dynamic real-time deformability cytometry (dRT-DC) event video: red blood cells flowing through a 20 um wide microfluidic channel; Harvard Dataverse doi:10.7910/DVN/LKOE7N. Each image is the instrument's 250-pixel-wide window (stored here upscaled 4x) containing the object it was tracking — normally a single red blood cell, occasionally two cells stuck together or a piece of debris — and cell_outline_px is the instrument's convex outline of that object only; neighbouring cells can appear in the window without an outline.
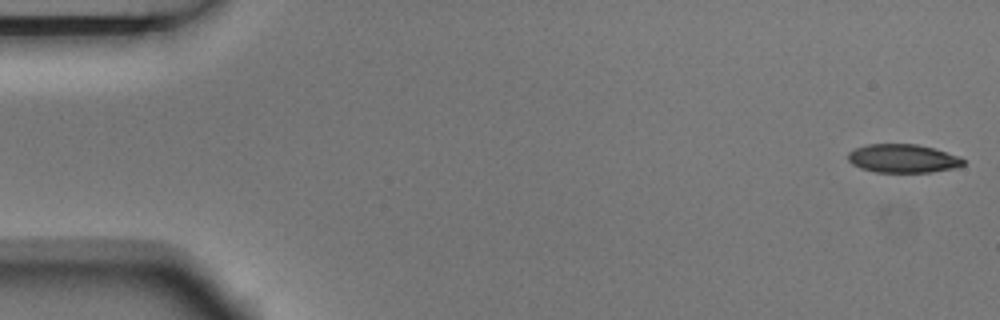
{"species": "Egyptian fruit bat (a non-hibernating species)", "species_latin": "Rousettus aegyptiacus", "temperature_condition": "room temperature", "stored_images_in_passage": 6, "camera_frame_rate_fps": 3000, "um_per_image_px": 0.085, "animal": {"sex": "male"}, "frame": {"image": 1, "passage_image": 1, "time_ms": 0.0, "image_size_px": [1000, 320], "cell_outline_px": [[964, 164], [960, 168], [932, 172], [876, 172], [860, 168], [852, 164], [848, 160], [848, 152], [856, 148], [868, 144], [916, 144], [932, 148], [960, 156], [964, 160]], "centroid_in_image_um": [76.77, 13.48], "position_along_channel_um": 8.2, "area_um2": 19.25}}
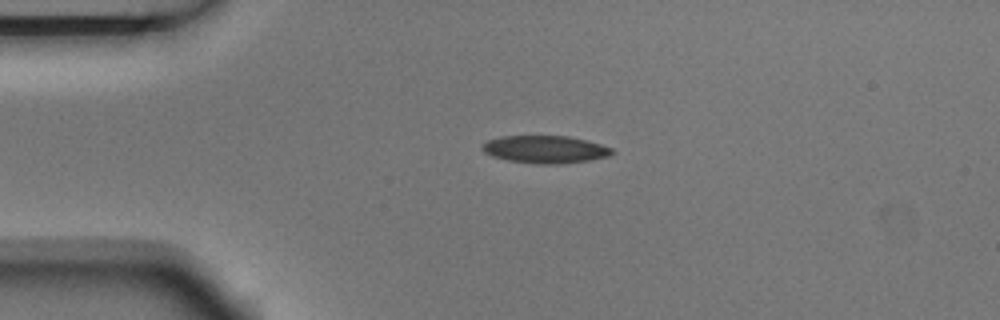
{"frame": {"image": 2, "passage_image": 4, "time_ms": 1.0, "image_size_px": [1000, 320], "cell_outline_px": [[616, 152], [612, 156], [588, 160], [560, 164], [540, 164], [508, 160], [492, 156], [484, 152], [480, 148], [488, 140], [500, 136], [568, 136], [588, 140], [612, 148]], "centroid_in_image_um": [46.38, 12.69], "position_along_channel_um": 38.6, "area_um2": 20.92}}
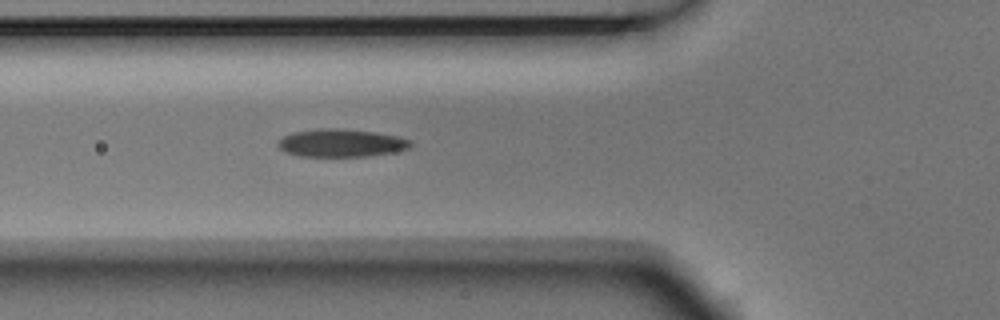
{"frame": {"image": 3, "passage_image": 6, "time_ms": 1.667, "image_size_px": [1000, 320], "cell_outline_px": [[412, 148], [392, 152], [368, 156], [300, 156], [288, 152], [280, 148], [276, 144], [284, 136], [292, 132], [320, 128], [340, 128], [376, 132], [400, 136], [412, 140]], "centroid_in_image_um": [29.06, 12.14], "position_along_channel_um": 96.7, "area_um2": 21.62}}